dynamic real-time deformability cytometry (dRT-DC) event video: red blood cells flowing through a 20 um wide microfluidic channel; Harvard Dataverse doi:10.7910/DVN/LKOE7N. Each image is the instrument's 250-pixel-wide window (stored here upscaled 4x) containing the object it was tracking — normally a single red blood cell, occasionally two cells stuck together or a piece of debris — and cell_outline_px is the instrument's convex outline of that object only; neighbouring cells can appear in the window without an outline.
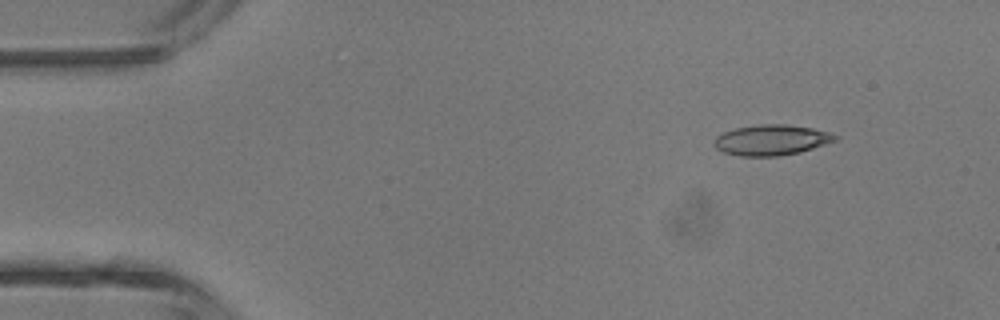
{"species": "common noctule bat (a hibernating species)", "species_latin": "Nyctalus noctula", "temperature_condition": "room temperature", "stored_images_in_passage": 3, "camera_frame_rate_fps": 3000, "um_per_image_px": 0.085, "animal": {"sex": "male", "body_mass_g": 13.3}, "frame": {"image": 1, "passage_image": 1, "time_ms": 0.0, "image_size_px": [1000, 320], "cell_outline_px": [[840, 136], [836, 140], [800, 152], [780, 156], [740, 156], [724, 152], [716, 148], [712, 144], [716, 136], [724, 132], [736, 128], [760, 124], [788, 124], [812, 128], [828, 132]], "centroid_in_image_um": [65.56, 11.9], "position_along_channel_um": 19.4, "area_um2": 21.5}}